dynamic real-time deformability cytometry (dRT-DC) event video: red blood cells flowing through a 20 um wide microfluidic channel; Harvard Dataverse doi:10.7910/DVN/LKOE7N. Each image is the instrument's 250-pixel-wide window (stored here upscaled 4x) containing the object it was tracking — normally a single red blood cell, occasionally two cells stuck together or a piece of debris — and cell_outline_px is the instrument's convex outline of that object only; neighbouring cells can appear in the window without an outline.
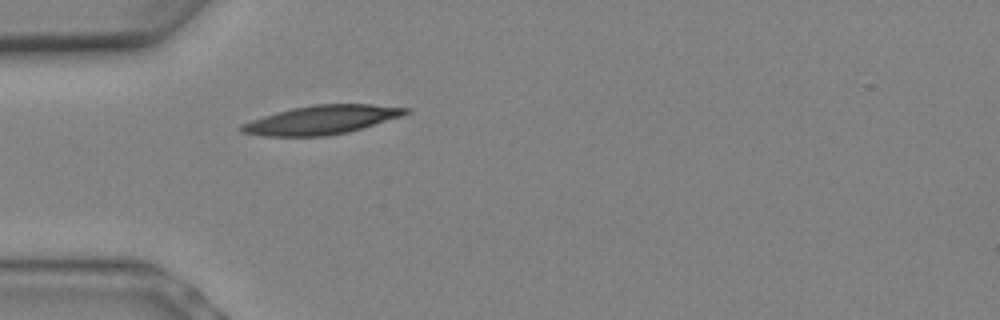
{"species": "Egyptian fruit bat (a non-hibernating species)", "species_latin": "Rousettus aegyptiacus", "temperature_condition": "warm", "stored_images_in_passage": 1, "camera_frame_rate_fps": 3000, "um_per_image_px": 0.085, "animal": {"sex": "female"}, "frame": {"image": 1, "passage_image": 1, "time_ms": 0.0, "image_size_px": [1000, 320], "cell_outline_px": [[412, 112], [364, 128], [348, 132], [328, 136], [264, 136], [240, 132], [236, 128], [240, 124], [264, 116], [292, 108], [316, 104], [368, 104], [412, 108]], "centroid_in_image_um": [27.33, 10.19], "position_along_channel_um": 57.7, "area_um2": 27.63}}